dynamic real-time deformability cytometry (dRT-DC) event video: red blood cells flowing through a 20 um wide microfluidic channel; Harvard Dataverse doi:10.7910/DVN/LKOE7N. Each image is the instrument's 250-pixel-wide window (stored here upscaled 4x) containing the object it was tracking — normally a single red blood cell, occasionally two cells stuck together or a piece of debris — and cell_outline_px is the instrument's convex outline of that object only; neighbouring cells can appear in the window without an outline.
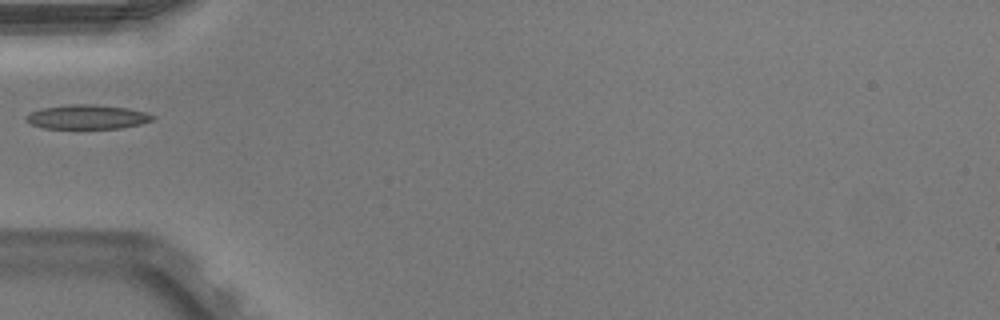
{"species": "Egyptian fruit bat (a non-hibernating species)", "species_latin": "Rousettus aegyptiacus", "temperature_condition": "warm", "stored_images_in_passage": 30, "camera_frame_rate_fps": 3000, "um_per_image_px": 0.085, "animal": {"sex": "male"}, "frame": {"image": 1, "passage_image": 1, "time_ms": 0.0, "image_size_px": [1000, 320], "cell_outline_px": [[156, 116], [152, 120], [140, 124], [120, 128], [44, 128], [32, 124], [24, 120], [24, 116], [28, 112], [40, 108], [72, 104], [96, 104], [128, 108], [144, 112]], "centroid_in_image_um": [7.36, 9.93], "position_along_channel_um": 77.6, "area_um2": 17.98}}
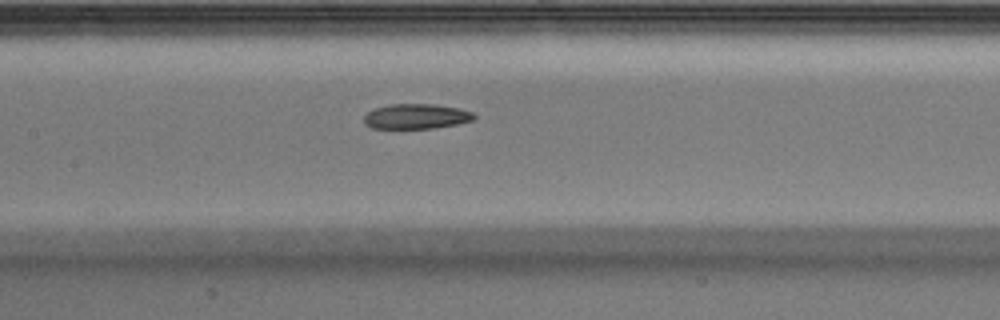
{"frame": {"image": 2, "passage_image": 8, "time_ms": 2.333, "image_size_px": [1000, 320], "cell_outline_px": [[476, 116], [472, 120], [456, 124], [432, 128], [372, 128], [364, 124], [364, 116], [368, 112], [376, 108], [388, 104], [432, 104], [460, 108], [472, 112]], "centroid_in_image_um": [35.36, 9.89], "position_along_channel_um": 172.0, "area_um2": 15.95}}
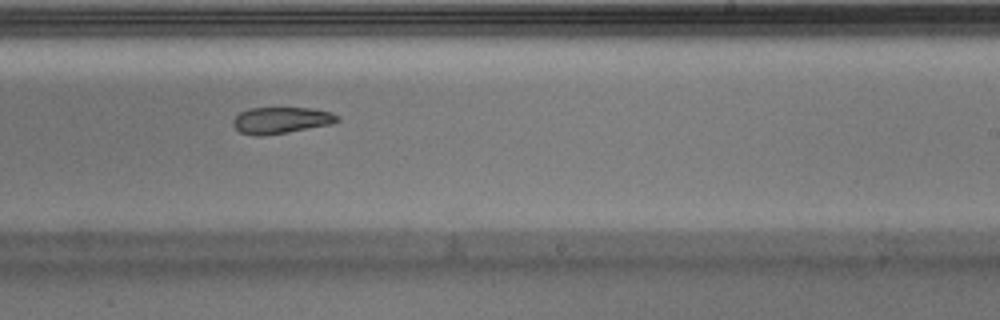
{"frame": {"image": 3, "passage_image": 15, "time_ms": 4.667, "image_size_px": [1000, 320], "cell_outline_px": [[340, 120], [332, 124], [288, 132], [260, 136], [256, 136], [240, 132], [232, 124], [232, 120], [240, 112], [248, 108], [312, 108], [328, 112], [340, 116]], "centroid_in_image_um": [23.88, 10.22], "position_along_channel_um": 265.1, "area_um2": 16.07}}